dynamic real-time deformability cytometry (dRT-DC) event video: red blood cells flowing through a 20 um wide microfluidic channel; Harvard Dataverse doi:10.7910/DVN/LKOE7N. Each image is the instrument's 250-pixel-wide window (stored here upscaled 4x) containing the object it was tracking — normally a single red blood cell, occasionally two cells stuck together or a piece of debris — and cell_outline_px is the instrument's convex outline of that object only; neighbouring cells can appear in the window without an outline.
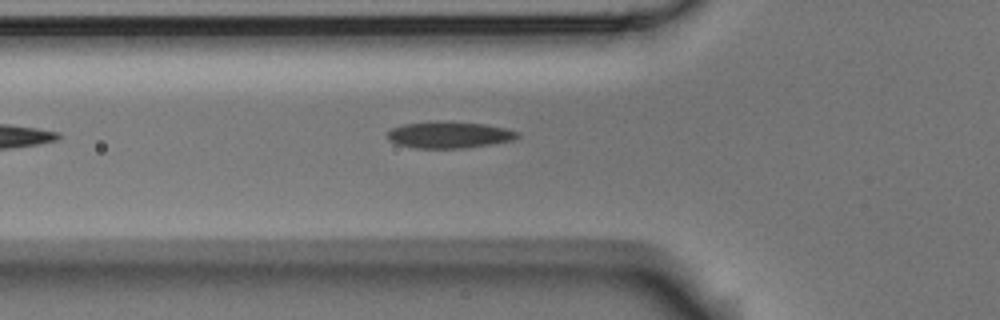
{"species": "Egyptian fruit bat (a non-hibernating species)", "species_latin": "Rousettus aegyptiacus", "temperature_condition": "room temperature", "stored_images_in_passage": 5, "camera_frame_rate_fps": 3000, "um_per_image_px": 0.085, "animal": {"sex": "male"}, "frame": {"image": 1, "passage_image": 5, "time_ms": 1.333, "image_size_px": [1000, 320], "cell_outline_px": [[520, 136], [516, 140], [492, 144], [464, 148], [416, 148], [396, 144], [388, 140], [388, 132], [392, 128], [404, 124], [484, 124], [504, 128], [520, 132]], "centroid_in_image_um": [38.24, 11.52], "position_along_channel_um": 87.6, "area_um2": 19.19}}